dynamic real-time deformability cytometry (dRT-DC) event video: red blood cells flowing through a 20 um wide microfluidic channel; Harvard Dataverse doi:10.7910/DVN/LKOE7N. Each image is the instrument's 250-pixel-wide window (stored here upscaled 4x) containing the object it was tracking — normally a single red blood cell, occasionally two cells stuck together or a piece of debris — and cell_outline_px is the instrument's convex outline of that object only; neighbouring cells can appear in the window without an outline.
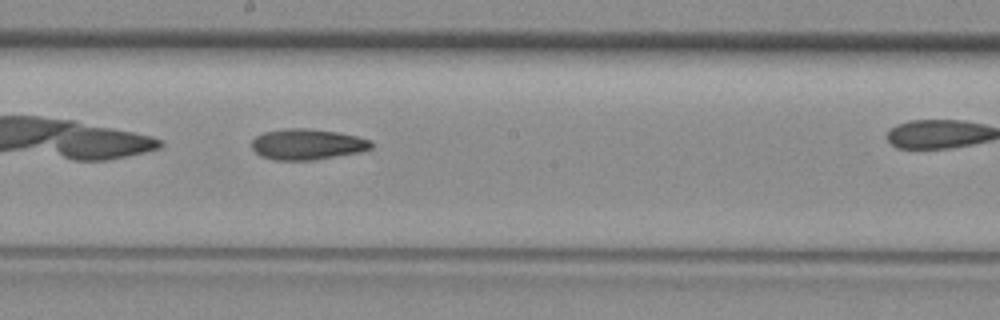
{"species": "common noctule bat (a hibernating species)", "species_latin": "Nyctalus noctula", "temperature_condition": "room temperature", "stored_images_in_passage": 21, "camera_frame_rate_fps": 3000, "um_per_image_px": 0.085, "animal": {"sex": "female", "body_mass_g": 29.2, "forearm_length_mm": 56.3}, "frame": {"image": 1, "passage_image": 10, "time_ms": 3.0, "image_size_px": [1000, 320], "cell_outline_px": [[372, 148], [356, 152], [312, 160], [272, 160], [260, 156], [252, 148], [252, 140], [256, 136], [264, 132], [284, 128], [304, 128], [336, 132], [356, 136], [368, 140], [372, 144]], "centroid_in_image_um": [26.04, 12.26], "position_along_channel_um": 222.2, "area_um2": 21.15}}
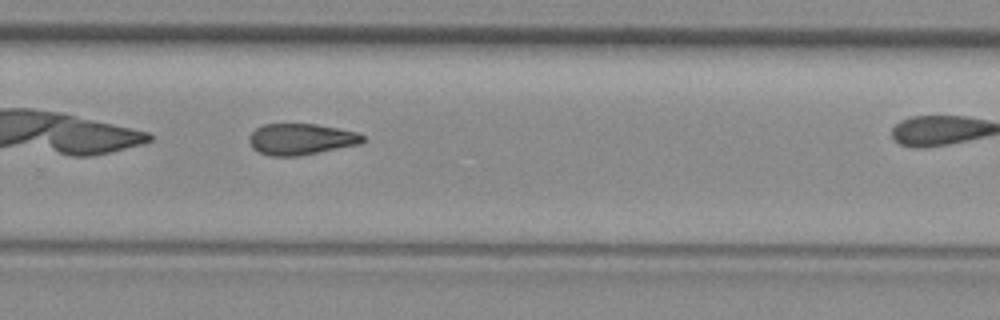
{"frame": {"image": 2, "passage_image": 15, "time_ms": 4.667, "image_size_px": [1000, 320], "cell_outline_px": [[364, 140], [360, 144], [300, 156], [272, 156], [260, 152], [252, 148], [248, 140], [248, 136], [256, 128], [264, 124], [316, 124], [356, 132], [364, 136]], "centroid_in_image_um": [25.56, 11.83], "position_along_channel_um": 304.2, "area_um2": 20.63}}